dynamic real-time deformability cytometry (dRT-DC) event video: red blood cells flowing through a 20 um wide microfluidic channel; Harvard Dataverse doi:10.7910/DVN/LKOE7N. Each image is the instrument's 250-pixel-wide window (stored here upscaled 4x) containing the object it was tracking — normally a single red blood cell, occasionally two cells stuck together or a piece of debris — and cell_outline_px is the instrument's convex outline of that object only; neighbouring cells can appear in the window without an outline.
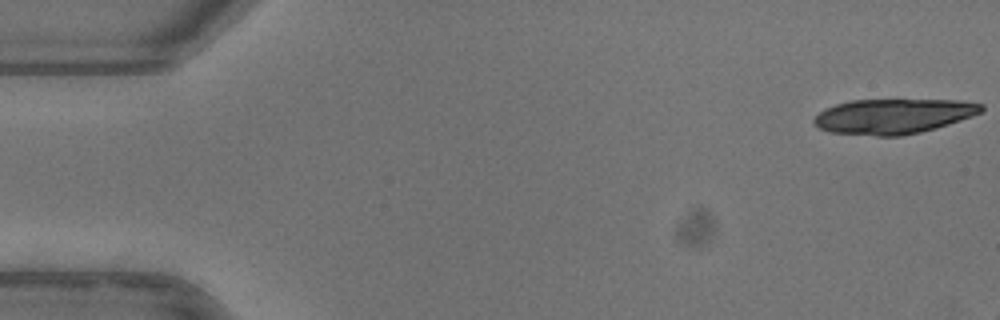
{"species": "common noctule bat (a hibernating species)", "species_latin": "Nyctalus noctula", "temperature_condition": "warm", "stored_images_in_passage": 15, "camera_frame_rate_fps": 3000, "um_per_image_px": 0.085, "animal": {"sex": "female"}, "frame": {"image": 1, "passage_image": 1, "time_ms": 0.0, "image_size_px": [1000, 320], "cell_outline_px": [[984, 108], [980, 112], [972, 116], [936, 128], [920, 132], [900, 136], [876, 136], [828, 132], [820, 128], [812, 120], [824, 108], [836, 104], [852, 100], [960, 100], [984, 104]], "centroid_in_image_um": [75.93, 9.88], "position_along_channel_um": 9.1, "area_um2": 34.04}}